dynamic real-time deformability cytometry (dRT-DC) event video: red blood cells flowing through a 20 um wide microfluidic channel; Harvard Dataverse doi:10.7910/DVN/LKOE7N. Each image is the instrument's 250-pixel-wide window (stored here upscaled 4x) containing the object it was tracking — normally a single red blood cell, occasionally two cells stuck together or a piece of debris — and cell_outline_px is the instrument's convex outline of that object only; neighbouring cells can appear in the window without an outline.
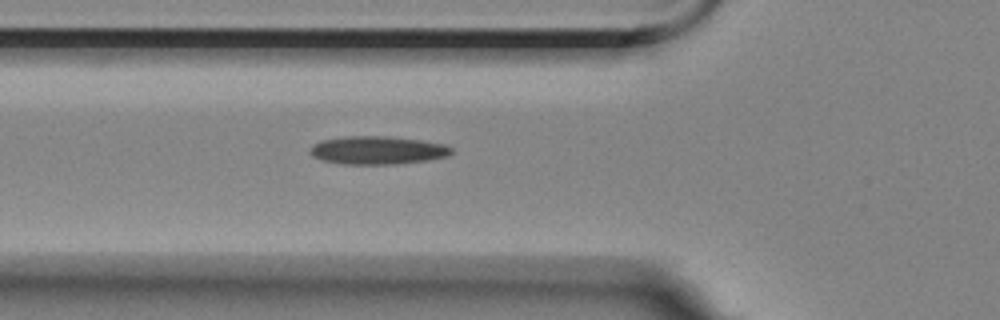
{"species": "Egyptian fruit bat (a non-hibernating species)", "species_latin": "Rousettus aegyptiacus", "temperature_condition": "room temperature", "stored_images_in_passage": 5, "camera_frame_rate_fps": 3000, "um_per_image_px": 0.085, "animal": {"sex": "female"}, "frame": {"image": 1, "passage_image": 5, "time_ms": 4.667, "image_size_px": [1000, 320], "cell_outline_px": [[452, 152], [448, 156], [428, 160], [396, 164], [340, 164], [324, 160], [312, 156], [308, 152], [312, 144], [320, 140], [344, 136], [388, 136], [420, 140], [444, 144], [452, 148]], "centroid_in_image_um": [32.05, 12.77], "position_along_channel_um": 93.7, "area_um2": 23.35}}